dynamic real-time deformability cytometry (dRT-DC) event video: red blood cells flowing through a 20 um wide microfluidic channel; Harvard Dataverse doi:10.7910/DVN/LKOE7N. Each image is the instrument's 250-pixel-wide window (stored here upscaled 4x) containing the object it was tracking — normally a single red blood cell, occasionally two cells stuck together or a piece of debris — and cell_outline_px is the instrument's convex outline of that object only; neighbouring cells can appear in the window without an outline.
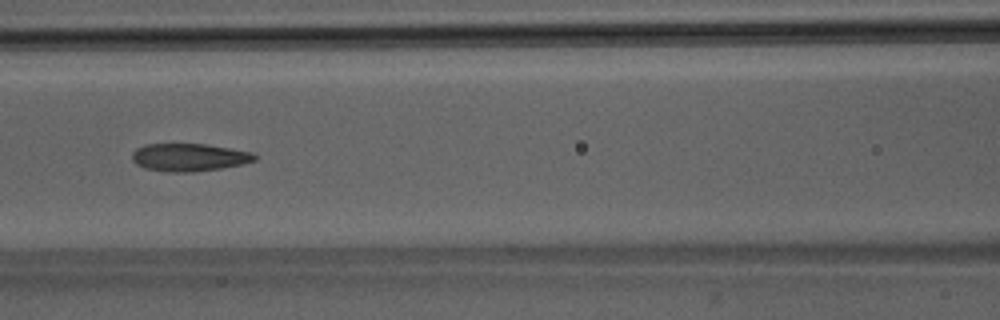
{"species": "Egyptian fruit bat (a non-hibernating species)", "species_latin": "Rousettus aegyptiacus", "temperature_condition": "room temperature", "stored_images_in_passage": 38, "camera_frame_rate_fps": 3000, "um_per_image_px": 0.085, "animal": {"sex": "male"}, "frame": {"image": 1, "passage_image": 9, "time_ms": 2.667, "image_size_px": [1000, 320], "cell_outline_px": [[256, 160], [244, 164], [220, 168], [192, 172], [168, 172], [144, 168], [136, 164], [132, 160], [132, 152], [136, 148], [144, 144], [208, 144], [252, 152], [256, 156]], "centroid_in_image_um": [16.06, 13.37], "position_along_channel_um": 150.5, "area_um2": 19.94}}
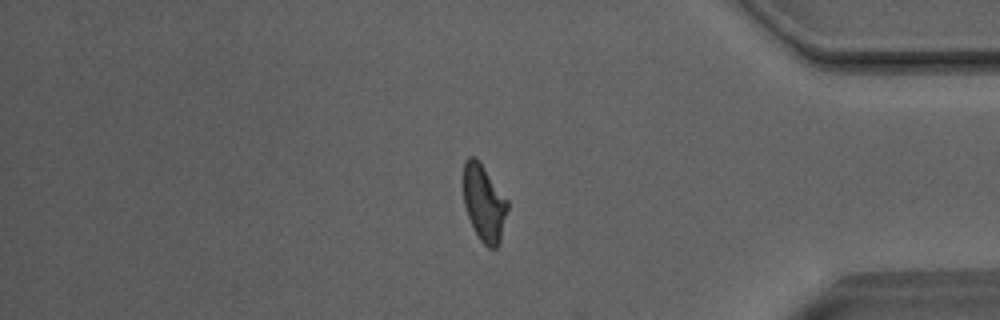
{"frame": {"image": 2, "passage_image": 29, "time_ms": 9.333, "image_size_px": [1000, 320], "cell_outline_px": [[508, 208], [500, 244], [496, 248], [488, 248], [480, 240], [468, 216], [464, 204], [460, 180], [464, 160], [468, 156], [476, 156], [480, 160], [508, 200]], "centroid_in_image_um": [41.1, 17.17], "position_along_channel_um": 394.1, "area_um2": 20.52}}
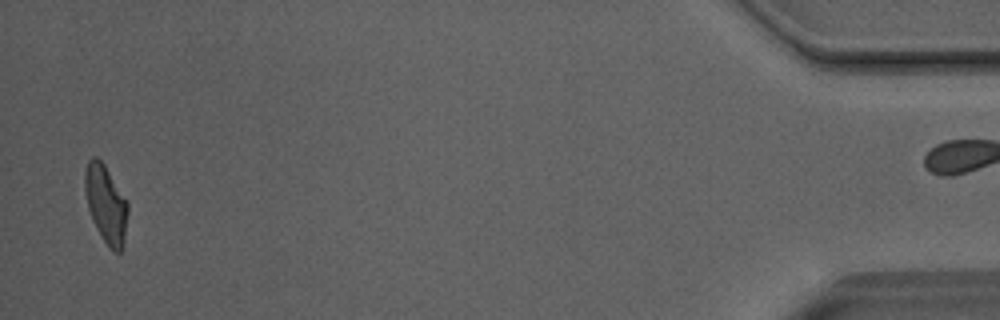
{"frame": {"image": 3, "passage_image": 36, "time_ms": 11.667, "image_size_px": [1000, 320], "cell_outline_px": [[128, 212], [124, 248], [120, 252], [112, 252], [108, 248], [92, 220], [88, 208], [84, 188], [84, 172], [88, 160], [92, 156], [96, 156], [104, 164], [128, 200]], "centroid_in_image_um": [9.02, 17.36], "position_along_channel_um": 426.2, "area_um2": 19.94}}